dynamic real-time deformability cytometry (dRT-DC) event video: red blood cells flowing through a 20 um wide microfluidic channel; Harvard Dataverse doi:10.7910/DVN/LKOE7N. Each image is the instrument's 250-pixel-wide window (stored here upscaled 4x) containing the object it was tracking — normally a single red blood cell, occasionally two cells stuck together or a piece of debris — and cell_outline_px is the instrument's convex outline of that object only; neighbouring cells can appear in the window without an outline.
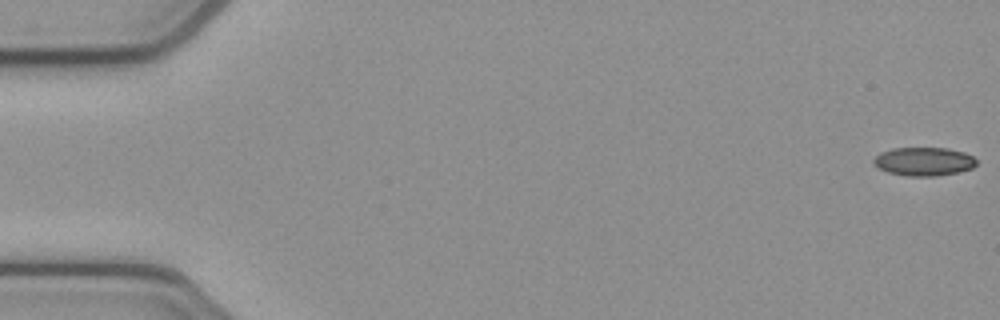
{"species": "common noctule bat (a hibernating species)", "species_latin": "Nyctalus noctula", "temperature_condition": "cold", "stored_images_in_passage": 53, "camera_frame_rate_fps": 3000, "um_per_image_px": 0.085, "animal": {"sex": "female", "body_mass_g": 21.9}, "frame": {"image": 1, "passage_image": 1, "time_ms": 0.0, "image_size_px": [1000, 320], "cell_outline_px": [[976, 164], [972, 168], [960, 172], [936, 176], [904, 176], [888, 172], [876, 168], [872, 164], [872, 160], [880, 152], [892, 148], [948, 148], [964, 152], [972, 156], [976, 160]], "centroid_in_image_um": [78.49, 13.73], "position_along_channel_um": 6.5, "area_um2": 17.34}}
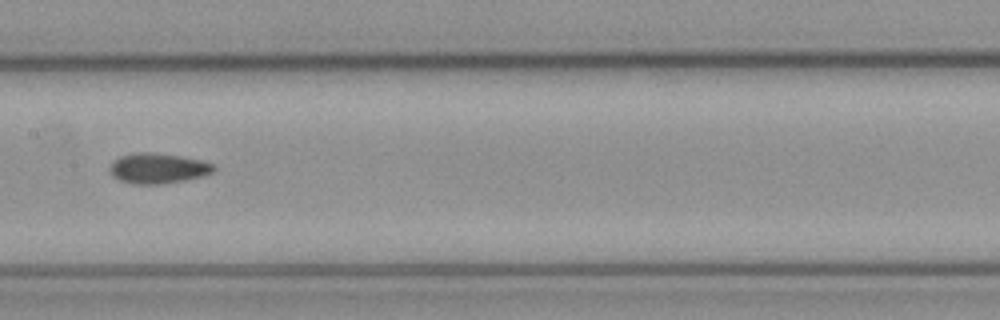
{"frame": {"image": 2, "passage_image": 27, "time_ms": 8.667, "image_size_px": [1000, 320], "cell_outline_px": [[216, 168], [212, 172], [200, 176], [184, 180], [160, 184], [132, 184], [120, 180], [112, 176], [108, 168], [120, 156], [136, 152], [152, 152], [180, 156], [200, 160], [212, 164]], "centroid_in_image_um": [13.38, 14.3], "position_along_channel_um": 194.0, "area_um2": 18.15}}
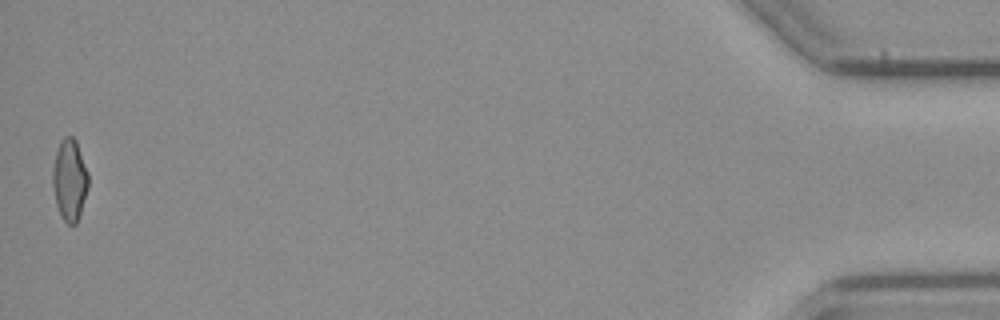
{"frame": {"image": 3, "passage_image": 53, "time_ms": 17.333, "image_size_px": [1000, 320], "cell_outline_px": [[88, 188], [76, 224], [68, 224], [60, 216], [56, 204], [52, 184], [52, 168], [56, 152], [60, 140], [64, 136], [72, 136], [76, 140], [88, 172]], "centroid_in_image_um": [5.9, 15.27], "position_along_channel_um": 429.3, "area_um2": 16.99}, "authors_computed_cell_mechanics": {"area_um2": 17.2822, "velocity_mm_per_s": 3.8725, "shape_relaxation_time_tau1_ms": null, "shape_relaxation_time_tau2_ms": 4.589, "deformation_change_tau1": null, "deformation_change_tau2": 0.1121}}